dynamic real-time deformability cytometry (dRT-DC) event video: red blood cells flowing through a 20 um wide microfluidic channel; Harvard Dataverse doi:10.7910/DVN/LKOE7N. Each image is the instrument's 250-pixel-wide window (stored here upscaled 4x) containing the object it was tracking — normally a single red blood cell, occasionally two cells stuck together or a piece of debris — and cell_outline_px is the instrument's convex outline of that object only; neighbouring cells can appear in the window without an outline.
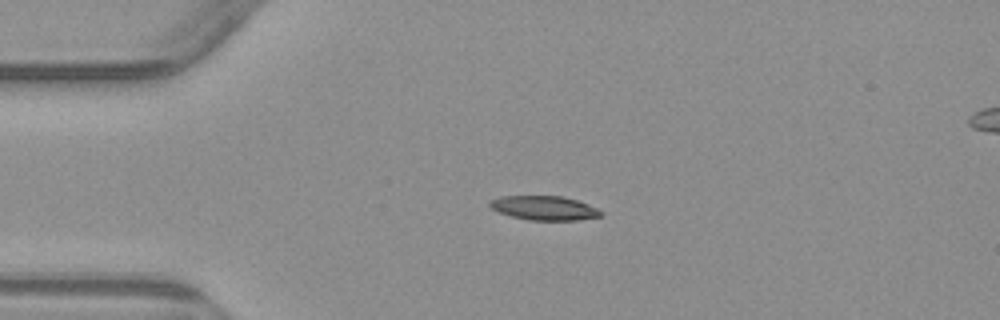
{"species": "common noctule bat (a hibernating species)", "species_latin": "Nyctalus noctula", "temperature_condition": "warm", "stored_images_in_passage": 6, "segment_of_instrument_passage": [1, 2], "camera_frame_rate_fps": 3000, "um_per_image_px": 0.085, "animal": {"sex": "male", "body_mass_g": 23.1, "forearm_length_mm": 52.7}, "frame": {"image": 1, "passage_image": 4, "time_ms": 3.667, "image_size_px": [1000, 320], "cell_outline_px": [[604, 216], [576, 220], [528, 220], [512, 216], [500, 212], [492, 208], [488, 204], [488, 200], [500, 196], [560, 196], [576, 200], [588, 204], [604, 212]], "centroid_in_image_um": [46.27, 17.68], "position_along_channel_um": 38.7, "area_um2": 15.66}}